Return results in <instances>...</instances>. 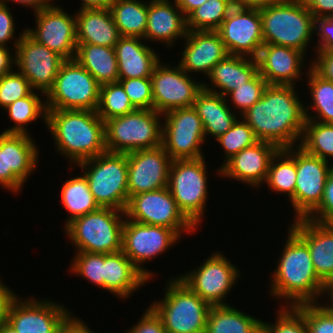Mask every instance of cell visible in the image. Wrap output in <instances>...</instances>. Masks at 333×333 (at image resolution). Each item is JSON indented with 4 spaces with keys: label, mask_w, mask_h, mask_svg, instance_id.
Instances as JSON below:
<instances>
[{
    "label": "cell",
    "mask_w": 333,
    "mask_h": 333,
    "mask_svg": "<svg viewBox=\"0 0 333 333\" xmlns=\"http://www.w3.org/2000/svg\"><path fill=\"white\" fill-rule=\"evenodd\" d=\"M100 84L76 60H65L52 88L45 95L47 109L96 111L99 105Z\"/></svg>",
    "instance_id": "30bf717a"
},
{
    "label": "cell",
    "mask_w": 333,
    "mask_h": 333,
    "mask_svg": "<svg viewBox=\"0 0 333 333\" xmlns=\"http://www.w3.org/2000/svg\"><path fill=\"white\" fill-rule=\"evenodd\" d=\"M207 169L205 157L172 160L169 169L167 187L180 211L196 228L203 223L209 198Z\"/></svg>",
    "instance_id": "9c48e42d"
},
{
    "label": "cell",
    "mask_w": 333,
    "mask_h": 333,
    "mask_svg": "<svg viewBox=\"0 0 333 333\" xmlns=\"http://www.w3.org/2000/svg\"><path fill=\"white\" fill-rule=\"evenodd\" d=\"M109 9L120 36L144 39L147 27L148 1L112 0Z\"/></svg>",
    "instance_id": "e575fe53"
},
{
    "label": "cell",
    "mask_w": 333,
    "mask_h": 333,
    "mask_svg": "<svg viewBox=\"0 0 333 333\" xmlns=\"http://www.w3.org/2000/svg\"><path fill=\"white\" fill-rule=\"evenodd\" d=\"M125 216L138 223L173 229L181 238L197 229L180 211L168 187L132 196Z\"/></svg>",
    "instance_id": "7c38bea8"
},
{
    "label": "cell",
    "mask_w": 333,
    "mask_h": 333,
    "mask_svg": "<svg viewBox=\"0 0 333 333\" xmlns=\"http://www.w3.org/2000/svg\"><path fill=\"white\" fill-rule=\"evenodd\" d=\"M39 91L33 90L28 96L18 99L8 105L3 110L8 114L13 126H9L4 133H24L29 134L27 125L41 118L46 125L47 107L45 94H38ZM41 96V97H39ZM42 96L44 98H42Z\"/></svg>",
    "instance_id": "f35d334b"
},
{
    "label": "cell",
    "mask_w": 333,
    "mask_h": 333,
    "mask_svg": "<svg viewBox=\"0 0 333 333\" xmlns=\"http://www.w3.org/2000/svg\"><path fill=\"white\" fill-rule=\"evenodd\" d=\"M314 35L315 38L318 37L316 39L317 45L315 44L316 47L313 48V50L316 48L315 52H323L333 48V15L315 19Z\"/></svg>",
    "instance_id": "f5cc1de1"
},
{
    "label": "cell",
    "mask_w": 333,
    "mask_h": 333,
    "mask_svg": "<svg viewBox=\"0 0 333 333\" xmlns=\"http://www.w3.org/2000/svg\"><path fill=\"white\" fill-rule=\"evenodd\" d=\"M10 6L8 5H4L0 3V46H4V47H8L9 42L11 44V41L14 39L13 43V49L16 50L17 45L20 41V38L22 37V35L24 34V32L26 31V29H24V31H20L21 34H19L20 36H15V21H14V17H13V13H10L12 11H10L11 9L9 8ZM11 40V41H10ZM8 42V43H7ZM8 44V45H7Z\"/></svg>",
    "instance_id": "816d5d0a"
},
{
    "label": "cell",
    "mask_w": 333,
    "mask_h": 333,
    "mask_svg": "<svg viewBox=\"0 0 333 333\" xmlns=\"http://www.w3.org/2000/svg\"><path fill=\"white\" fill-rule=\"evenodd\" d=\"M141 318L125 333H166L161 319L148 307Z\"/></svg>",
    "instance_id": "db71d44e"
},
{
    "label": "cell",
    "mask_w": 333,
    "mask_h": 333,
    "mask_svg": "<svg viewBox=\"0 0 333 333\" xmlns=\"http://www.w3.org/2000/svg\"><path fill=\"white\" fill-rule=\"evenodd\" d=\"M2 333H17L7 322L2 325Z\"/></svg>",
    "instance_id": "03108f58"
},
{
    "label": "cell",
    "mask_w": 333,
    "mask_h": 333,
    "mask_svg": "<svg viewBox=\"0 0 333 333\" xmlns=\"http://www.w3.org/2000/svg\"><path fill=\"white\" fill-rule=\"evenodd\" d=\"M292 222L290 228L308 246L317 276L330 287L333 284V224H321L308 218Z\"/></svg>",
    "instance_id": "d4e9b609"
},
{
    "label": "cell",
    "mask_w": 333,
    "mask_h": 333,
    "mask_svg": "<svg viewBox=\"0 0 333 333\" xmlns=\"http://www.w3.org/2000/svg\"><path fill=\"white\" fill-rule=\"evenodd\" d=\"M135 110L119 81L100 85L99 105L96 112L104 122Z\"/></svg>",
    "instance_id": "b9f144b4"
},
{
    "label": "cell",
    "mask_w": 333,
    "mask_h": 333,
    "mask_svg": "<svg viewBox=\"0 0 333 333\" xmlns=\"http://www.w3.org/2000/svg\"><path fill=\"white\" fill-rule=\"evenodd\" d=\"M75 59L100 85L119 81L118 63L114 47L77 44Z\"/></svg>",
    "instance_id": "d6a6232c"
},
{
    "label": "cell",
    "mask_w": 333,
    "mask_h": 333,
    "mask_svg": "<svg viewBox=\"0 0 333 333\" xmlns=\"http://www.w3.org/2000/svg\"><path fill=\"white\" fill-rule=\"evenodd\" d=\"M17 3L18 5H23L24 7H28L29 9L34 10V13L41 11L45 8L52 6L55 0H0L1 4L9 5L8 3Z\"/></svg>",
    "instance_id": "94428289"
},
{
    "label": "cell",
    "mask_w": 333,
    "mask_h": 333,
    "mask_svg": "<svg viewBox=\"0 0 333 333\" xmlns=\"http://www.w3.org/2000/svg\"><path fill=\"white\" fill-rule=\"evenodd\" d=\"M275 322H262L264 333H308L304 316L293 306H280Z\"/></svg>",
    "instance_id": "7dc6e473"
},
{
    "label": "cell",
    "mask_w": 333,
    "mask_h": 333,
    "mask_svg": "<svg viewBox=\"0 0 333 333\" xmlns=\"http://www.w3.org/2000/svg\"><path fill=\"white\" fill-rule=\"evenodd\" d=\"M267 86V81L258 72L251 80L246 82L244 85H241L240 87H235V89L228 93L225 98L229 106L235 107V110H238V115L241 116V114H243L247 109L252 107L257 101L261 99L263 92Z\"/></svg>",
    "instance_id": "f6af8a7d"
},
{
    "label": "cell",
    "mask_w": 333,
    "mask_h": 333,
    "mask_svg": "<svg viewBox=\"0 0 333 333\" xmlns=\"http://www.w3.org/2000/svg\"><path fill=\"white\" fill-rule=\"evenodd\" d=\"M222 253L215 251L197 268L176 275L211 306L228 305L225 299L241 275L239 268Z\"/></svg>",
    "instance_id": "8fae6325"
},
{
    "label": "cell",
    "mask_w": 333,
    "mask_h": 333,
    "mask_svg": "<svg viewBox=\"0 0 333 333\" xmlns=\"http://www.w3.org/2000/svg\"><path fill=\"white\" fill-rule=\"evenodd\" d=\"M278 150L276 145L265 141L244 148L220 168L221 178L261 188L267 179L270 161Z\"/></svg>",
    "instance_id": "cb8c5ba5"
},
{
    "label": "cell",
    "mask_w": 333,
    "mask_h": 333,
    "mask_svg": "<svg viewBox=\"0 0 333 333\" xmlns=\"http://www.w3.org/2000/svg\"><path fill=\"white\" fill-rule=\"evenodd\" d=\"M33 89L29 81L15 68L0 78V107L2 110L18 99L28 96Z\"/></svg>",
    "instance_id": "c3c4849f"
},
{
    "label": "cell",
    "mask_w": 333,
    "mask_h": 333,
    "mask_svg": "<svg viewBox=\"0 0 333 333\" xmlns=\"http://www.w3.org/2000/svg\"><path fill=\"white\" fill-rule=\"evenodd\" d=\"M296 90L292 85H268L261 99L241 114L259 141L279 149L300 144L306 121L305 103Z\"/></svg>",
    "instance_id": "6da1fadb"
},
{
    "label": "cell",
    "mask_w": 333,
    "mask_h": 333,
    "mask_svg": "<svg viewBox=\"0 0 333 333\" xmlns=\"http://www.w3.org/2000/svg\"><path fill=\"white\" fill-rule=\"evenodd\" d=\"M77 166L99 207L125 211L129 201L127 154L106 151Z\"/></svg>",
    "instance_id": "52a82bcc"
},
{
    "label": "cell",
    "mask_w": 333,
    "mask_h": 333,
    "mask_svg": "<svg viewBox=\"0 0 333 333\" xmlns=\"http://www.w3.org/2000/svg\"><path fill=\"white\" fill-rule=\"evenodd\" d=\"M328 297L326 300L329 299L328 303L333 307V284L328 289Z\"/></svg>",
    "instance_id": "003e7915"
},
{
    "label": "cell",
    "mask_w": 333,
    "mask_h": 333,
    "mask_svg": "<svg viewBox=\"0 0 333 333\" xmlns=\"http://www.w3.org/2000/svg\"><path fill=\"white\" fill-rule=\"evenodd\" d=\"M153 109L161 114L176 108L192 107L197 95L203 89V81L192 79L180 65L162 63L151 75Z\"/></svg>",
    "instance_id": "2e32d148"
},
{
    "label": "cell",
    "mask_w": 333,
    "mask_h": 333,
    "mask_svg": "<svg viewBox=\"0 0 333 333\" xmlns=\"http://www.w3.org/2000/svg\"><path fill=\"white\" fill-rule=\"evenodd\" d=\"M29 134L0 133V186L18 194L39 166V147Z\"/></svg>",
    "instance_id": "4fadbf2b"
},
{
    "label": "cell",
    "mask_w": 333,
    "mask_h": 333,
    "mask_svg": "<svg viewBox=\"0 0 333 333\" xmlns=\"http://www.w3.org/2000/svg\"><path fill=\"white\" fill-rule=\"evenodd\" d=\"M299 146L322 160L333 158V123L306 120ZM333 164V163H332Z\"/></svg>",
    "instance_id": "ab89813d"
},
{
    "label": "cell",
    "mask_w": 333,
    "mask_h": 333,
    "mask_svg": "<svg viewBox=\"0 0 333 333\" xmlns=\"http://www.w3.org/2000/svg\"><path fill=\"white\" fill-rule=\"evenodd\" d=\"M130 102L136 109H153L150 77L119 79Z\"/></svg>",
    "instance_id": "681fc988"
},
{
    "label": "cell",
    "mask_w": 333,
    "mask_h": 333,
    "mask_svg": "<svg viewBox=\"0 0 333 333\" xmlns=\"http://www.w3.org/2000/svg\"><path fill=\"white\" fill-rule=\"evenodd\" d=\"M184 40L179 65L189 75L201 73L208 77L212 68L228 55L217 31L188 30Z\"/></svg>",
    "instance_id": "484cf974"
},
{
    "label": "cell",
    "mask_w": 333,
    "mask_h": 333,
    "mask_svg": "<svg viewBox=\"0 0 333 333\" xmlns=\"http://www.w3.org/2000/svg\"><path fill=\"white\" fill-rule=\"evenodd\" d=\"M262 322L231 304L211 306L205 333H260Z\"/></svg>",
    "instance_id": "836d02e7"
},
{
    "label": "cell",
    "mask_w": 333,
    "mask_h": 333,
    "mask_svg": "<svg viewBox=\"0 0 333 333\" xmlns=\"http://www.w3.org/2000/svg\"><path fill=\"white\" fill-rule=\"evenodd\" d=\"M192 107L201 118L206 140L209 136L217 139L225 134L240 117H237L236 111L228 105L225 97L204 88L197 95Z\"/></svg>",
    "instance_id": "1f68e13d"
},
{
    "label": "cell",
    "mask_w": 333,
    "mask_h": 333,
    "mask_svg": "<svg viewBox=\"0 0 333 333\" xmlns=\"http://www.w3.org/2000/svg\"><path fill=\"white\" fill-rule=\"evenodd\" d=\"M306 218L321 224H333V170L326 180L321 203Z\"/></svg>",
    "instance_id": "f907efd6"
},
{
    "label": "cell",
    "mask_w": 333,
    "mask_h": 333,
    "mask_svg": "<svg viewBox=\"0 0 333 333\" xmlns=\"http://www.w3.org/2000/svg\"><path fill=\"white\" fill-rule=\"evenodd\" d=\"M315 53L316 58L310 60L311 68L322 78L333 82V48Z\"/></svg>",
    "instance_id": "11a10c76"
},
{
    "label": "cell",
    "mask_w": 333,
    "mask_h": 333,
    "mask_svg": "<svg viewBox=\"0 0 333 333\" xmlns=\"http://www.w3.org/2000/svg\"><path fill=\"white\" fill-rule=\"evenodd\" d=\"M296 148L279 149L272 157L264 184L276 194L288 195L290 200L296 188Z\"/></svg>",
    "instance_id": "d590c367"
},
{
    "label": "cell",
    "mask_w": 333,
    "mask_h": 333,
    "mask_svg": "<svg viewBox=\"0 0 333 333\" xmlns=\"http://www.w3.org/2000/svg\"><path fill=\"white\" fill-rule=\"evenodd\" d=\"M216 31L229 55L256 59L264 45L260 9L234 6Z\"/></svg>",
    "instance_id": "44dd1931"
},
{
    "label": "cell",
    "mask_w": 333,
    "mask_h": 333,
    "mask_svg": "<svg viewBox=\"0 0 333 333\" xmlns=\"http://www.w3.org/2000/svg\"><path fill=\"white\" fill-rule=\"evenodd\" d=\"M148 0L147 27L144 40L174 47L187 36V18L173 0Z\"/></svg>",
    "instance_id": "4316f807"
},
{
    "label": "cell",
    "mask_w": 333,
    "mask_h": 333,
    "mask_svg": "<svg viewBox=\"0 0 333 333\" xmlns=\"http://www.w3.org/2000/svg\"><path fill=\"white\" fill-rule=\"evenodd\" d=\"M215 140L221 144V148L224 149L223 156H225L222 165L216 169L217 175H220V168L234 155L259 142L254 131L241 117L235 121L225 134L220 135Z\"/></svg>",
    "instance_id": "7bdbcfd3"
},
{
    "label": "cell",
    "mask_w": 333,
    "mask_h": 333,
    "mask_svg": "<svg viewBox=\"0 0 333 333\" xmlns=\"http://www.w3.org/2000/svg\"><path fill=\"white\" fill-rule=\"evenodd\" d=\"M46 127L56 151L72 166L107 151L105 122L96 111L47 109Z\"/></svg>",
    "instance_id": "3957f363"
},
{
    "label": "cell",
    "mask_w": 333,
    "mask_h": 333,
    "mask_svg": "<svg viewBox=\"0 0 333 333\" xmlns=\"http://www.w3.org/2000/svg\"><path fill=\"white\" fill-rule=\"evenodd\" d=\"M114 48L119 79L151 77L161 61L158 52L142 38L121 36Z\"/></svg>",
    "instance_id": "83f0119b"
},
{
    "label": "cell",
    "mask_w": 333,
    "mask_h": 333,
    "mask_svg": "<svg viewBox=\"0 0 333 333\" xmlns=\"http://www.w3.org/2000/svg\"><path fill=\"white\" fill-rule=\"evenodd\" d=\"M64 306L53 300L19 296L11 306L7 323L17 333H57L73 316Z\"/></svg>",
    "instance_id": "ac0fdd59"
},
{
    "label": "cell",
    "mask_w": 333,
    "mask_h": 333,
    "mask_svg": "<svg viewBox=\"0 0 333 333\" xmlns=\"http://www.w3.org/2000/svg\"><path fill=\"white\" fill-rule=\"evenodd\" d=\"M304 303L294 306L303 316L308 333H333V307L327 303Z\"/></svg>",
    "instance_id": "bcb514c9"
},
{
    "label": "cell",
    "mask_w": 333,
    "mask_h": 333,
    "mask_svg": "<svg viewBox=\"0 0 333 333\" xmlns=\"http://www.w3.org/2000/svg\"><path fill=\"white\" fill-rule=\"evenodd\" d=\"M233 7L232 0H207L187 17V29L216 31Z\"/></svg>",
    "instance_id": "60d3db41"
},
{
    "label": "cell",
    "mask_w": 333,
    "mask_h": 333,
    "mask_svg": "<svg viewBox=\"0 0 333 333\" xmlns=\"http://www.w3.org/2000/svg\"><path fill=\"white\" fill-rule=\"evenodd\" d=\"M65 59L48 47L38 43L26 31L15 50V68L39 94L52 88ZM41 92V93H40Z\"/></svg>",
    "instance_id": "d6986e66"
},
{
    "label": "cell",
    "mask_w": 333,
    "mask_h": 333,
    "mask_svg": "<svg viewBox=\"0 0 333 333\" xmlns=\"http://www.w3.org/2000/svg\"><path fill=\"white\" fill-rule=\"evenodd\" d=\"M60 190V203H62L69 214L63 227L74 218L94 212L100 208L90 192L88 181L83 173L66 180Z\"/></svg>",
    "instance_id": "8d00e7d4"
},
{
    "label": "cell",
    "mask_w": 333,
    "mask_h": 333,
    "mask_svg": "<svg viewBox=\"0 0 333 333\" xmlns=\"http://www.w3.org/2000/svg\"><path fill=\"white\" fill-rule=\"evenodd\" d=\"M82 3L79 9L107 8L112 0H80Z\"/></svg>",
    "instance_id": "e7e4bbea"
},
{
    "label": "cell",
    "mask_w": 333,
    "mask_h": 333,
    "mask_svg": "<svg viewBox=\"0 0 333 333\" xmlns=\"http://www.w3.org/2000/svg\"><path fill=\"white\" fill-rule=\"evenodd\" d=\"M125 211L102 208L74 218L64 233L76 252L115 253L122 250Z\"/></svg>",
    "instance_id": "8992f818"
},
{
    "label": "cell",
    "mask_w": 333,
    "mask_h": 333,
    "mask_svg": "<svg viewBox=\"0 0 333 333\" xmlns=\"http://www.w3.org/2000/svg\"><path fill=\"white\" fill-rule=\"evenodd\" d=\"M11 50H14V52ZM14 53L15 49H12L10 47L0 46V78L5 74H8L13 71V68L15 67Z\"/></svg>",
    "instance_id": "91938a15"
},
{
    "label": "cell",
    "mask_w": 333,
    "mask_h": 333,
    "mask_svg": "<svg viewBox=\"0 0 333 333\" xmlns=\"http://www.w3.org/2000/svg\"><path fill=\"white\" fill-rule=\"evenodd\" d=\"M72 258V265L68 268L70 273L104 289V254L76 252Z\"/></svg>",
    "instance_id": "ee69618b"
},
{
    "label": "cell",
    "mask_w": 333,
    "mask_h": 333,
    "mask_svg": "<svg viewBox=\"0 0 333 333\" xmlns=\"http://www.w3.org/2000/svg\"><path fill=\"white\" fill-rule=\"evenodd\" d=\"M264 44L306 53L313 40L315 18L301 0H281L260 9Z\"/></svg>",
    "instance_id": "277c9868"
},
{
    "label": "cell",
    "mask_w": 333,
    "mask_h": 333,
    "mask_svg": "<svg viewBox=\"0 0 333 333\" xmlns=\"http://www.w3.org/2000/svg\"><path fill=\"white\" fill-rule=\"evenodd\" d=\"M177 6L187 18L195 9L204 4L207 0H175Z\"/></svg>",
    "instance_id": "be15d7a7"
},
{
    "label": "cell",
    "mask_w": 333,
    "mask_h": 333,
    "mask_svg": "<svg viewBox=\"0 0 333 333\" xmlns=\"http://www.w3.org/2000/svg\"><path fill=\"white\" fill-rule=\"evenodd\" d=\"M162 146L172 160L205 157L206 142L201 118L193 107L176 108L164 114Z\"/></svg>",
    "instance_id": "9a60e30c"
},
{
    "label": "cell",
    "mask_w": 333,
    "mask_h": 333,
    "mask_svg": "<svg viewBox=\"0 0 333 333\" xmlns=\"http://www.w3.org/2000/svg\"><path fill=\"white\" fill-rule=\"evenodd\" d=\"M287 230L276 269L270 275V295L275 300H284L279 307L318 303L320 298L327 297L329 287L317 276L307 244L290 227Z\"/></svg>",
    "instance_id": "7a4b0ae2"
},
{
    "label": "cell",
    "mask_w": 333,
    "mask_h": 333,
    "mask_svg": "<svg viewBox=\"0 0 333 333\" xmlns=\"http://www.w3.org/2000/svg\"><path fill=\"white\" fill-rule=\"evenodd\" d=\"M148 281L122 250L104 254V291L126 300Z\"/></svg>",
    "instance_id": "f546056e"
},
{
    "label": "cell",
    "mask_w": 333,
    "mask_h": 333,
    "mask_svg": "<svg viewBox=\"0 0 333 333\" xmlns=\"http://www.w3.org/2000/svg\"><path fill=\"white\" fill-rule=\"evenodd\" d=\"M35 28L26 32L38 43L58 53L65 60L75 59L77 51L76 16L53 4L34 13Z\"/></svg>",
    "instance_id": "ffe728a7"
},
{
    "label": "cell",
    "mask_w": 333,
    "mask_h": 333,
    "mask_svg": "<svg viewBox=\"0 0 333 333\" xmlns=\"http://www.w3.org/2000/svg\"><path fill=\"white\" fill-rule=\"evenodd\" d=\"M73 316L62 326L57 333H97L90 329L82 318Z\"/></svg>",
    "instance_id": "680465c9"
},
{
    "label": "cell",
    "mask_w": 333,
    "mask_h": 333,
    "mask_svg": "<svg viewBox=\"0 0 333 333\" xmlns=\"http://www.w3.org/2000/svg\"><path fill=\"white\" fill-rule=\"evenodd\" d=\"M333 165L296 146V188L288 200L295 211V219L306 218L320 203L328 175Z\"/></svg>",
    "instance_id": "e0dca14e"
},
{
    "label": "cell",
    "mask_w": 333,
    "mask_h": 333,
    "mask_svg": "<svg viewBox=\"0 0 333 333\" xmlns=\"http://www.w3.org/2000/svg\"><path fill=\"white\" fill-rule=\"evenodd\" d=\"M167 280L164 297L149 305L166 333H205L211 305L177 276Z\"/></svg>",
    "instance_id": "5b68a950"
},
{
    "label": "cell",
    "mask_w": 333,
    "mask_h": 333,
    "mask_svg": "<svg viewBox=\"0 0 333 333\" xmlns=\"http://www.w3.org/2000/svg\"><path fill=\"white\" fill-rule=\"evenodd\" d=\"M305 55L304 52L290 47L264 44L256 58L258 71L268 85L295 86L303 78L302 76L306 77L307 74L304 67L307 65L304 63L307 57Z\"/></svg>",
    "instance_id": "603a6c76"
},
{
    "label": "cell",
    "mask_w": 333,
    "mask_h": 333,
    "mask_svg": "<svg viewBox=\"0 0 333 333\" xmlns=\"http://www.w3.org/2000/svg\"><path fill=\"white\" fill-rule=\"evenodd\" d=\"M258 72L257 59L228 54L212 68L207 77L210 82H203V88L225 97L235 87L251 80Z\"/></svg>",
    "instance_id": "f1b7e54d"
},
{
    "label": "cell",
    "mask_w": 333,
    "mask_h": 333,
    "mask_svg": "<svg viewBox=\"0 0 333 333\" xmlns=\"http://www.w3.org/2000/svg\"><path fill=\"white\" fill-rule=\"evenodd\" d=\"M308 65L306 78L312 103L310 101L309 104L304 105L306 120L333 123V82L318 75L311 68V63ZM312 110L316 111L314 116Z\"/></svg>",
    "instance_id": "74e56055"
},
{
    "label": "cell",
    "mask_w": 333,
    "mask_h": 333,
    "mask_svg": "<svg viewBox=\"0 0 333 333\" xmlns=\"http://www.w3.org/2000/svg\"><path fill=\"white\" fill-rule=\"evenodd\" d=\"M18 297L0 278V326L7 322L11 306Z\"/></svg>",
    "instance_id": "9f6ffc18"
},
{
    "label": "cell",
    "mask_w": 333,
    "mask_h": 333,
    "mask_svg": "<svg viewBox=\"0 0 333 333\" xmlns=\"http://www.w3.org/2000/svg\"><path fill=\"white\" fill-rule=\"evenodd\" d=\"M171 162L163 146L127 153L129 199L167 187Z\"/></svg>",
    "instance_id": "7402d4cb"
},
{
    "label": "cell",
    "mask_w": 333,
    "mask_h": 333,
    "mask_svg": "<svg viewBox=\"0 0 333 333\" xmlns=\"http://www.w3.org/2000/svg\"><path fill=\"white\" fill-rule=\"evenodd\" d=\"M314 18L333 15V0H301Z\"/></svg>",
    "instance_id": "6f0895ef"
},
{
    "label": "cell",
    "mask_w": 333,
    "mask_h": 333,
    "mask_svg": "<svg viewBox=\"0 0 333 333\" xmlns=\"http://www.w3.org/2000/svg\"><path fill=\"white\" fill-rule=\"evenodd\" d=\"M75 16L77 44L115 47L121 36L109 7L78 9Z\"/></svg>",
    "instance_id": "4dcf8cb0"
},
{
    "label": "cell",
    "mask_w": 333,
    "mask_h": 333,
    "mask_svg": "<svg viewBox=\"0 0 333 333\" xmlns=\"http://www.w3.org/2000/svg\"><path fill=\"white\" fill-rule=\"evenodd\" d=\"M281 0H232L236 7L261 9L279 3Z\"/></svg>",
    "instance_id": "6125c7cd"
},
{
    "label": "cell",
    "mask_w": 333,
    "mask_h": 333,
    "mask_svg": "<svg viewBox=\"0 0 333 333\" xmlns=\"http://www.w3.org/2000/svg\"><path fill=\"white\" fill-rule=\"evenodd\" d=\"M163 116L154 109L135 111L105 121L108 152L129 153L162 146Z\"/></svg>",
    "instance_id": "ba28073f"
},
{
    "label": "cell",
    "mask_w": 333,
    "mask_h": 333,
    "mask_svg": "<svg viewBox=\"0 0 333 333\" xmlns=\"http://www.w3.org/2000/svg\"><path fill=\"white\" fill-rule=\"evenodd\" d=\"M179 240L181 237L173 229L125 218L122 251L149 280L154 281L155 273L146 269L144 264L149 260L153 261Z\"/></svg>",
    "instance_id": "5bb4252c"
}]
</instances>
